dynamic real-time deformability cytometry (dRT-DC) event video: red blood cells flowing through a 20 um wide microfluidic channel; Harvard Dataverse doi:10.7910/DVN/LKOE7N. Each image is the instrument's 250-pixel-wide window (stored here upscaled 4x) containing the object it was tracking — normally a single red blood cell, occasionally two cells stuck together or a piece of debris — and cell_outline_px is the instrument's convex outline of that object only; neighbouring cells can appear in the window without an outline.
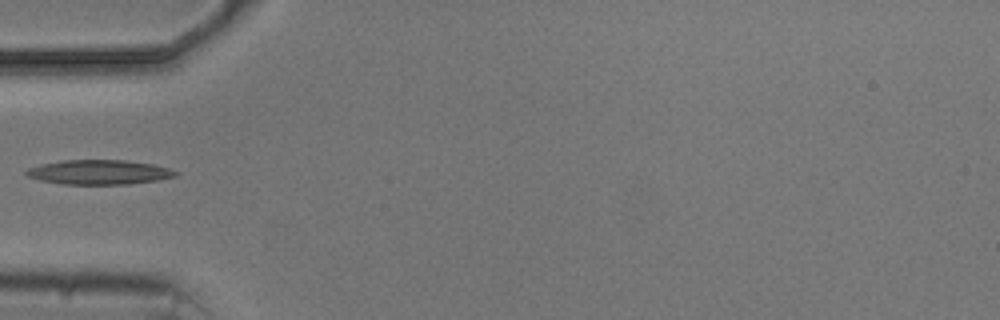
{"species": "common noctule bat (a hibernating species)", "species_latin": "Nyctalus noctula", "temperature_condition": "cold", "stored_images_in_passage": 1, "camera_frame_rate_fps": 3000, "um_per_image_px": 0.085, "animal": {"sex": "male", "body_mass_g": 20.5, "forearm_length_mm": 52.5}, "frame": {"image": 1, "passage_image": 1, "time_ms": 0.0, "image_size_px": [1000, 320], "cell_outline_px": [[180, 172], [176, 176], [156, 180], [128, 184], [60, 184], [40, 180], [28, 176], [24, 172], [28, 168], [60, 160], [124, 160], [152, 164], [168, 168]], "centroid_in_image_um": [8.42, 14.63], "position_along_channel_um": 76.6, "area_um2": 21.21}}